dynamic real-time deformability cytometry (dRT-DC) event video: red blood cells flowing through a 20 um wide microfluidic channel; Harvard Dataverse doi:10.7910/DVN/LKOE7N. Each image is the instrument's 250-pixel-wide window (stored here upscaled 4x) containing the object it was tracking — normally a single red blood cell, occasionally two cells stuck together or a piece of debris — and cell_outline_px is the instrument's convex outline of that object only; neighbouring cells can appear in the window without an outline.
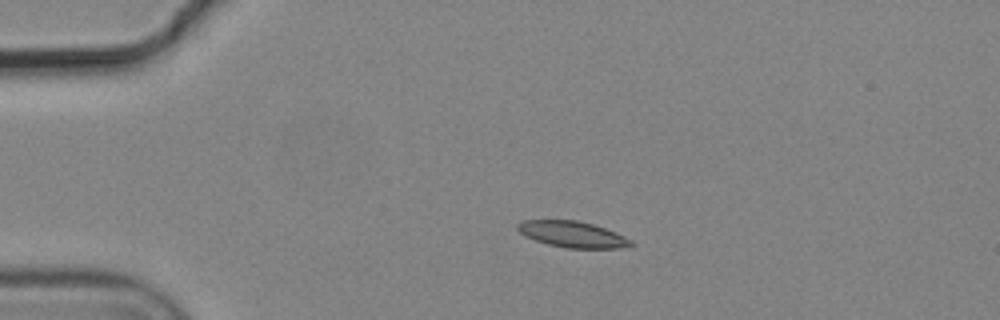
{"species": "common noctule bat (a hibernating species)", "species_latin": "Nyctalus noctula", "temperature_condition": "cold", "stored_images_in_passage": 4, "camera_frame_rate_fps": 3000, "um_per_image_px": 0.085, "animal": {"sex": "male", "body_mass_g": 19.2, "forearm_length_mm": 51.8}, "frame": {"image": 1, "passage_image": 3, "time_ms": 0.667, "image_size_px": [1000, 320], "cell_outline_px": [[636, 244], [620, 248], [568, 248], [548, 244], [536, 240], [520, 232], [516, 228], [516, 224], [524, 220], [576, 220], [592, 224], [616, 232], [632, 240]], "centroid_in_image_um": [48.69, 19.91], "position_along_channel_um": 36.3, "area_um2": 17.11}}